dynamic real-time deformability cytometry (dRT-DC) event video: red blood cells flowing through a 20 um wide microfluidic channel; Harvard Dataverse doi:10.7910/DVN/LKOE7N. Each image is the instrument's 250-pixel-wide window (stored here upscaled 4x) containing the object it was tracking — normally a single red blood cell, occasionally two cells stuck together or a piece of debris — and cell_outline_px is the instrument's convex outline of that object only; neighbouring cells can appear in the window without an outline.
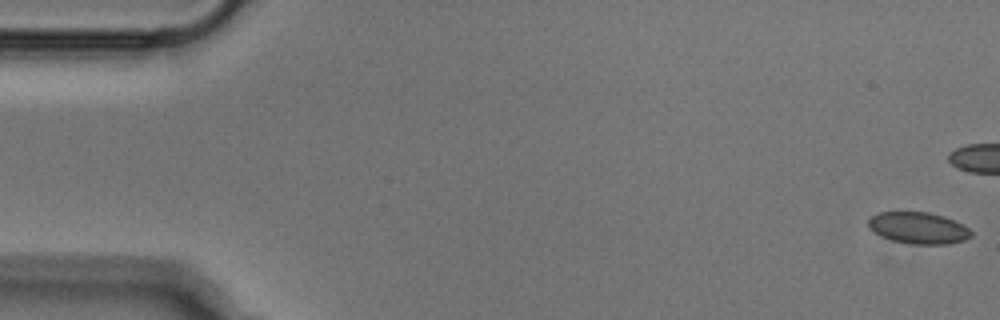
{"species": "Egyptian fruit bat (a non-hibernating species)", "species_latin": "Rousettus aegyptiacus", "temperature_condition": "cold", "stored_images_in_passage": 40, "camera_frame_rate_fps": 3000, "um_per_image_px": 0.085, "animal": {"sex": "male"}, "frame": {"image": 1, "passage_image": 1, "time_ms": 0.0, "image_size_px": [1000, 320], "cell_outline_px": [[972, 236], [964, 240], [948, 244], [912, 244], [892, 240], [880, 236], [868, 228], [868, 220], [872, 216], [880, 212], [928, 212], [944, 216], [968, 228], [972, 232]], "centroid_in_image_um": [78.04, 19.38], "position_along_channel_um": 7.0, "area_um2": 18.84}}
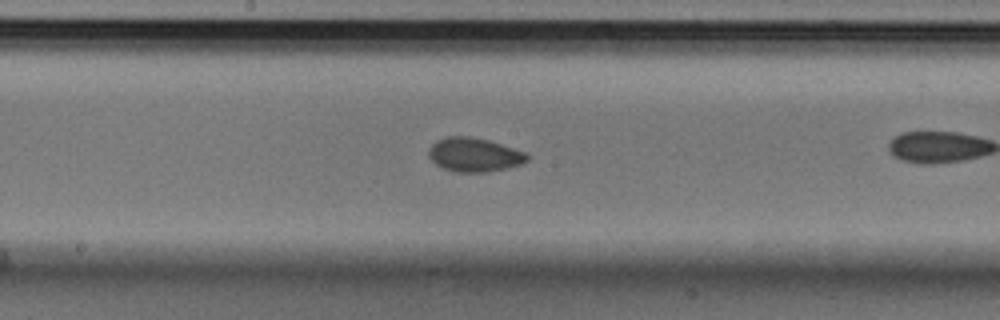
{"frame": {"image": 2, "passage_image": 27, "time_ms": 8.667, "image_size_px": [1000, 320], "cell_outline_px": [[528, 160], [520, 164], [508, 168], [488, 172], [452, 172], [436, 164], [428, 156], [428, 148], [436, 140], [448, 136], [468, 136], [488, 140], [524, 152], [528, 156]], "centroid_in_image_um": [40.27, 13.16], "position_along_channel_um": 207.9, "area_um2": 19.42}}
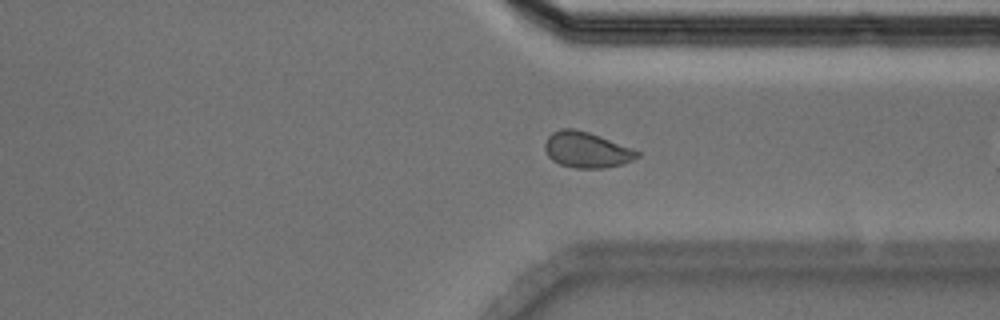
{"frame": {"image": 3, "passage_image": 39, "time_ms": 12.667, "image_size_px": [1000, 320], "cell_outline_px": [[640, 156], [624, 164], [604, 168], [576, 168], [560, 164], [552, 160], [548, 156], [544, 148], [544, 144], [548, 136], [552, 132], [560, 128], [572, 128], [588, 132], [600, 136], [632, 148], [640, 152]], "centroid_in_image_um": [49.85, 12.74], "position_along_channel_um": 361.5, "area_um2": 19.31}}